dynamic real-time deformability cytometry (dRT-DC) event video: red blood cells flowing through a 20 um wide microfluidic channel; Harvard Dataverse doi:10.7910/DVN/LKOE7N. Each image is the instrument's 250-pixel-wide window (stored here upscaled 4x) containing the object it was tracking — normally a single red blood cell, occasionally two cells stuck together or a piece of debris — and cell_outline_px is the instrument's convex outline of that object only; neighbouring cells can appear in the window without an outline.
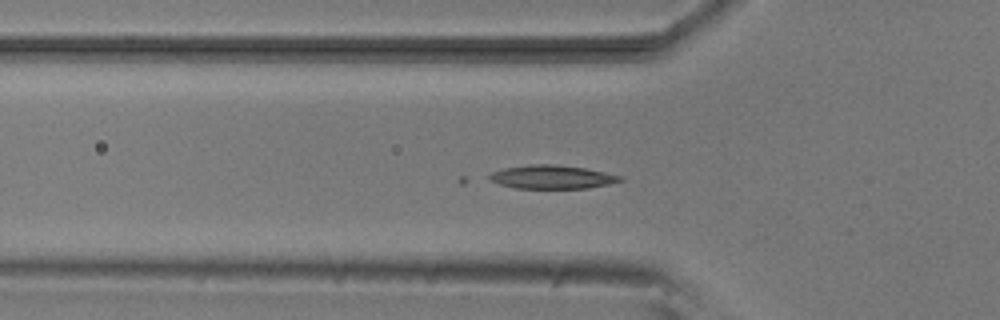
{"species": "common noctule bat (a hibernating species)", "species_latin": "Nyctalus noctula", "temperature_condition": "room temperature", "stored_images_in_passage": 38, "camera_frame_rate_fps": 3000, "um_per_image_px": 0.085, "animal": {"sex": "male", "body_mass_g": 20.5, "forearm_length_mm": 52.5}, "frame": {"image": 1, "passage_image": 2, "time_ms": 0.333, "image_size_px": [1000, 320], "cell_outline_px": [[624, 180], [608, 184], [588, 188], [516, 188], [500, 184], [488, 180], [488, 176], [492, 172], [504, 168], [532, 164], [552, 164], [584, 168], [604, 172], [620, 176]], "centroid_in_image_um": [46.89, 15.04], "position_along_channel_um": 78.9, "area_um2": 17.74}}
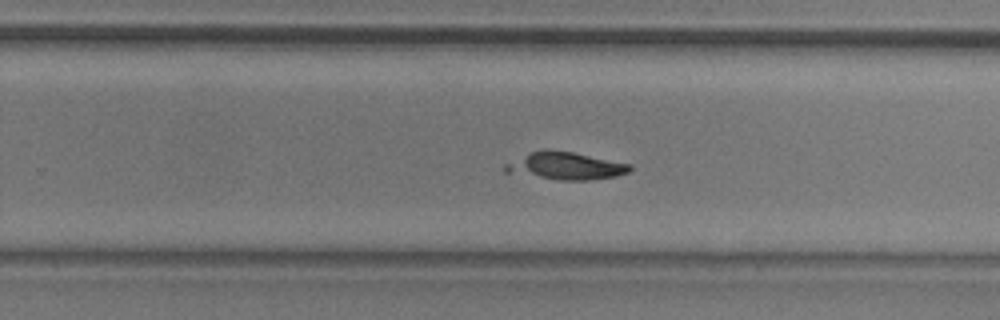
{"frame": {"image": 2, "passage_image": 18, "time_ms": 5.667, "image_size_px": [1000, 320], "cell_outline_px": [[632, 168], [628, 172], [616, 176], [588, 180], [560, 180], [504, 172], [504, 164], [528, 152], [544, 148], [548, 148], [572, 152], [632, 164]], "centroid_in_image_um": [48.03, 14.08], "position_along_channel_um": 281.8, "area_um2": 20.11}}
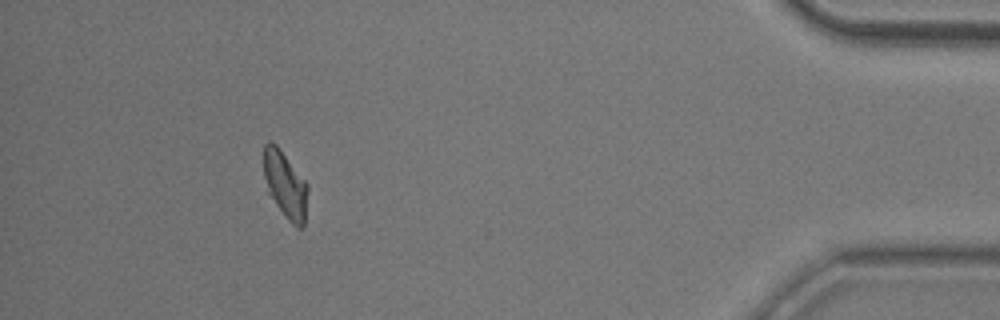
{"frame": {"image": 3, "passage_image": 33, "time_ms": 10.667, "image_size_px": [1000, 320], "cell_outline_px": [[308, 188], [304, 228], [296, 228], [284, 216], [268, 192], [264, 176], [264, 144], [268, 140], [272, 140], [276, 144], [308, 184]], "centroid_in_image_um": [24.25, 15.71], "position_along_channel_um": 410.9, "area_um2": 17.17}}